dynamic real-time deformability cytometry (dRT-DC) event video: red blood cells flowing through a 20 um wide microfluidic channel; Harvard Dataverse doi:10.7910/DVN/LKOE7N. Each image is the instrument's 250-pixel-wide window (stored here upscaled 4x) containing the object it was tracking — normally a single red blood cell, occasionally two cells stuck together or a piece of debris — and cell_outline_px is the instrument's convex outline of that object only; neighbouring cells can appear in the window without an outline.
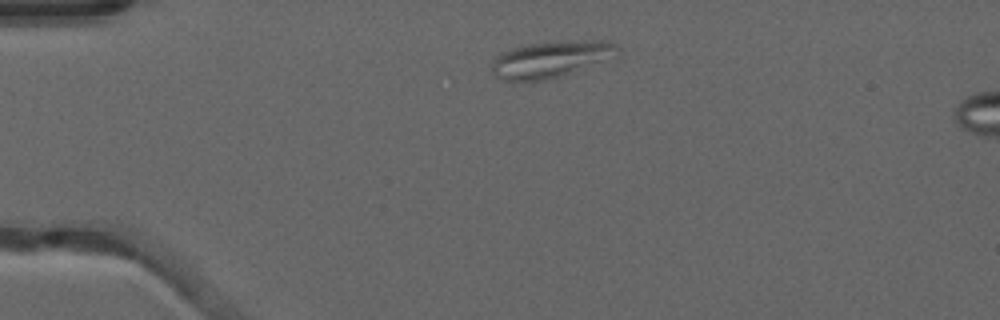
{"species": "common noctule bat (a hibernating species)", "species_latin": "Nyctalus noctula", "temperature_condition": "warm", "stored_images_in_passage": 42, "segment_of_instrument_passage": [1, 2], "camera_frame_rate_fps": 3000, "um_per_image_px": 0.085, "animal": {"sex": "male", "forearm_length_mm": 52.5}, "frame": {"image": 1, "passage_image": 2, "time_ms": 0.333, "image_size_px": [1000, 320], "cell_outline_px": [[620, 48], [616, 56], [560, 76], [548, 80], [500, 80], [492, 72], [492, 64], [496, 56], [500, 52], [524, 44], [564, 40], [608, 40], [616, 44]], "centroid_in_image_um": [46.82, 5.0], "position_along_channel_um": 38.2, "area_um2": 26.88}}